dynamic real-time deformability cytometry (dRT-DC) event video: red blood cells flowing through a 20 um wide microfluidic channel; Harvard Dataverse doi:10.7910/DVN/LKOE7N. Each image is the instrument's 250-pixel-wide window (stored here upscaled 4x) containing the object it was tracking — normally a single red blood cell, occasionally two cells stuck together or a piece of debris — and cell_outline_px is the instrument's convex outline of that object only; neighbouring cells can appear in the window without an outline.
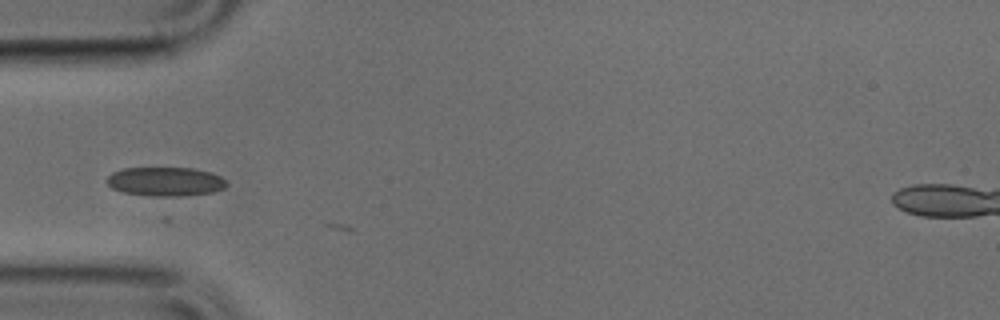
{"species": "common noctule bat (a hibernating species)", "species_latin": "Nyctalus noctula", "temperature_condition": "cold", "stored_images_in_passage": 4, "camera_frame_rate_fps": 3000, "um_per_image_px": 0.085, "animal": {"sex": "male", "body_mass_g": 17.9, "forearm_length_mm": 54.2}, "frame": {"image": 1, "passage_image": 3, "time_ms": 0.667, "image_size_px": [1000, 320], "cell_outline_px": [[228, 184], [224, 188], [212, 192], [164, 200], [124, 192], [112, 188], [108, 184], [108, 176], [112, 172], [124, 168], [192, 168], [212, 172], [220, 176]], "centroid_in_image_um": [14.07, 15.48], "position_along_channel_um": 70.9, "area_um2": 20.98}}